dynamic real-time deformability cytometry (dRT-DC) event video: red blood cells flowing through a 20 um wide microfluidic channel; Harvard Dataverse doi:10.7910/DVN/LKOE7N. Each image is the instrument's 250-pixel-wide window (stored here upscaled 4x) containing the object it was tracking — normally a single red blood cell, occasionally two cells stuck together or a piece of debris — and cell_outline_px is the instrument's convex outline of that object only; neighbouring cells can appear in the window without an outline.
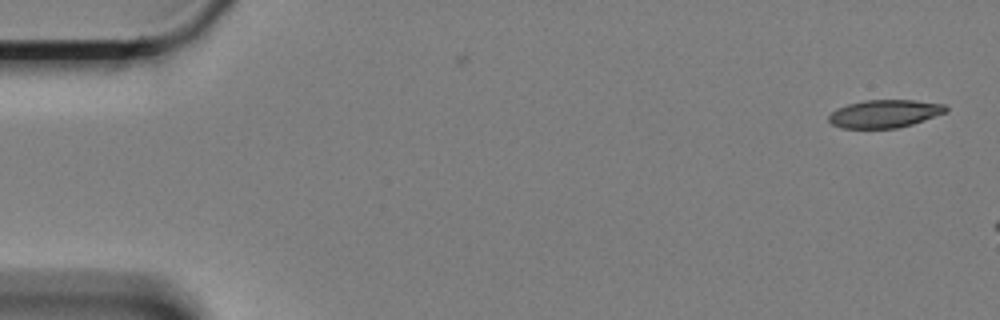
{"species": "Egyptian fruit bat (a non-hibernating species)", "species_latin": "Rousettus aegyptiacus", "temperature_condition": "cold", "stored_images_in_passage": 5, "camera_frame_rate_fps": 3000, "um_per_image_px": 0.085, "animal": {"sex": "female"}, "frame": {"image": 1, "passage_image": 1, "time_ms": 0.0, "image_size_px": [1000, 320], "cell_outline_px": [[948, 112], [912, 124], [896, 128], [840, 128], [832, 124], [828, 120], [828, 116], [836, 108], [848, 104], [864, 100], [916, 100], [944, 104], [948, 108]], "centroid_in_image_um": [75.19, 9.66], "position_along_channel_um": 9.8, "area_um2": 19.13}}